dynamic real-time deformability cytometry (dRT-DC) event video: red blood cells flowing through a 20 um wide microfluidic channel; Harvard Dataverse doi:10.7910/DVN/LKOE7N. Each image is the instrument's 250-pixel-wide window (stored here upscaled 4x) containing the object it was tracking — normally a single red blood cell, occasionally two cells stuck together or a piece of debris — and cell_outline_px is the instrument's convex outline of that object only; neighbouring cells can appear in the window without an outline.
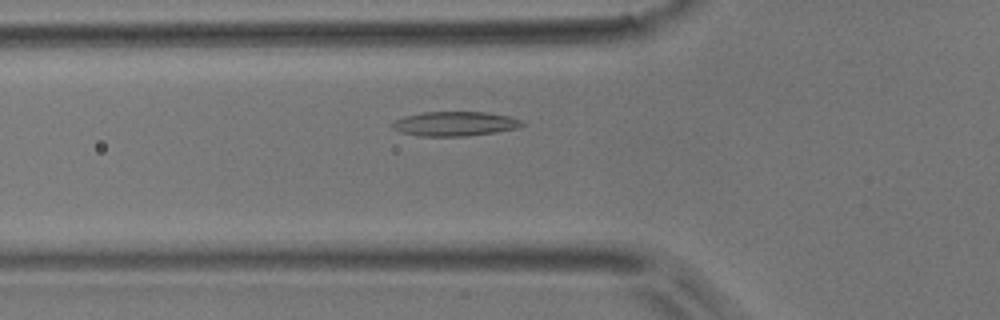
{"species": "common noctule bat (a hibernating species)", "species_latin": "Nyctalus noctula", "temperature_condition": "room temperature", "stored_images_in_passage": 39, "camera_frame_rate_fps": 3000, "um_per_image_px": 0.085, "animal": {"sex": "male", "body_mass_g": 17.9}, "frame": {"image": 1, "passage_image": 6, "time_ms": 1.667, "image_size_px": [1000, 320], "cell_outline_px": [[524, 124], [516, 128], [496, 132], [468, 136], [420, 136], [400, 132], [392, 128], [392, 124], [396, 120], [404, 116], [424, 112], [484, 112], [508, 116], [524, 120]], "centroid_in_image_um": [38.67, 10.52], "position_along_channel_um": 87.1, "area_um2": 18.44}}
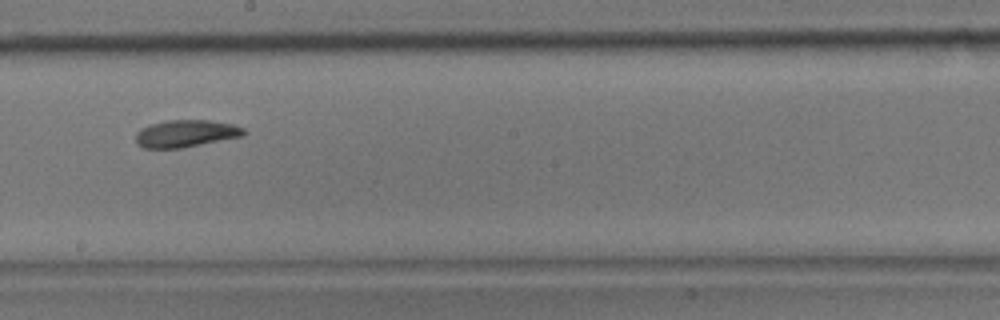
{"frame": {"image": 2, "passage_image": 17, "time_ms": 5.333, "image_size_px": [1000, 320], "cell_outline_px": [[244, 136], [184, 148], [144, 148], [136, 144], [136, 132], [140, 128], [148, 124], [168, 120], [208, 120], [232, 124], [244, 128]], "centroid_in_image_um": [15.77, 11.35], "position_along_channel_um": 232.4, "area_um2": 17.34}}
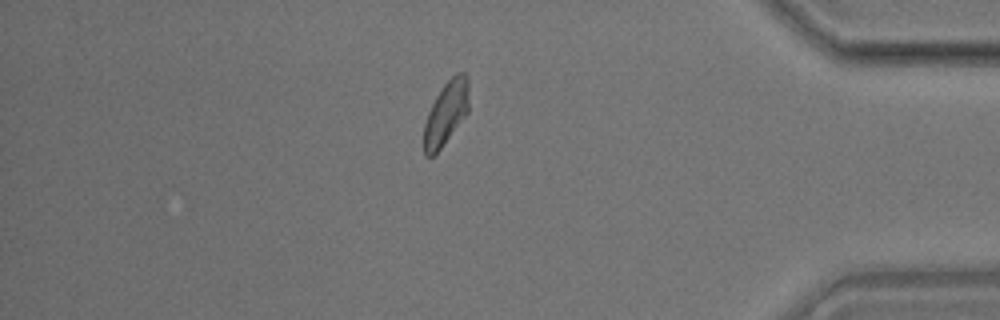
{"frame": {"image": 3, "passage_image": 32, "time_ms": 10.333, "image_size_px": [1000, 320], "cell_outline_px": [[468, 112], [440, 148], [432, 156], [424, 156], [424, 124], [428, 112], [436, 96], [444, 84], [456, 72], [464, 72], [468, 76]], "centroid_in_image_um": [37.91, 9.58], "position_along_channel_um": 397.3, "area_um2": 16.42}, "authors_computed_cell_mechanics": {"area_um2": 17.1088, "velocity_mm_per_s": 3.9495, "shape_relaxation_time_tau1_ms": 5.1358, "shape_relaxation_time_tau2_ms": 2.1577, "deformation_change_tau1": 0.151, "deformation_change_tau2": 0.0871}}